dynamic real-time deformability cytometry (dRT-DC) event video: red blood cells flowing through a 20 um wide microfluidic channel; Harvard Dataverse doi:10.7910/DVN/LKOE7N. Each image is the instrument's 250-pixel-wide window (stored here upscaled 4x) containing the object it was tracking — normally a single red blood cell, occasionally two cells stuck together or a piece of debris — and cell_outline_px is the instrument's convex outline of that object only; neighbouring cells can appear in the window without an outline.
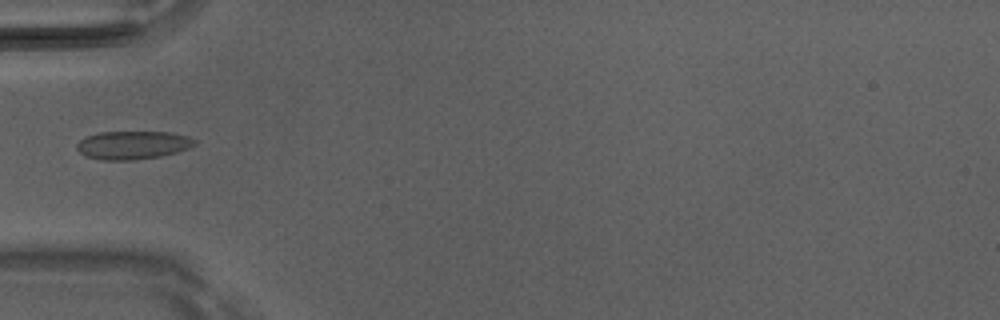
{"species": "Egyptian fruit bat (a non-hibernating species)", "species_latin": "Rousettus aegyptiacus", "temperature_condition": "room temperature", "stored_images_in_passage": 3, "camera_frame_rate_fps": 3000, "um_per_image_px": 0.085, "animal": {"sex": "male"}, "frame": {"image": 1, "passage_image": 3, "time_ms": 0.667, "image_size_px": [1000, 320], "cell_outline_px": [[196, 144], [188, 148], [176, 152], [160, 156], [132, 160], [100, 160], [84, 156], [76, 148], [76, 144], [80, 140], [88, 136], [100, 132], [172, 132], [188, 136], [196, 140]], "centroid_in_image_um": [11.27, 12.33], "position_along_channel_um": 73.7, "area_um2": 19.42}}